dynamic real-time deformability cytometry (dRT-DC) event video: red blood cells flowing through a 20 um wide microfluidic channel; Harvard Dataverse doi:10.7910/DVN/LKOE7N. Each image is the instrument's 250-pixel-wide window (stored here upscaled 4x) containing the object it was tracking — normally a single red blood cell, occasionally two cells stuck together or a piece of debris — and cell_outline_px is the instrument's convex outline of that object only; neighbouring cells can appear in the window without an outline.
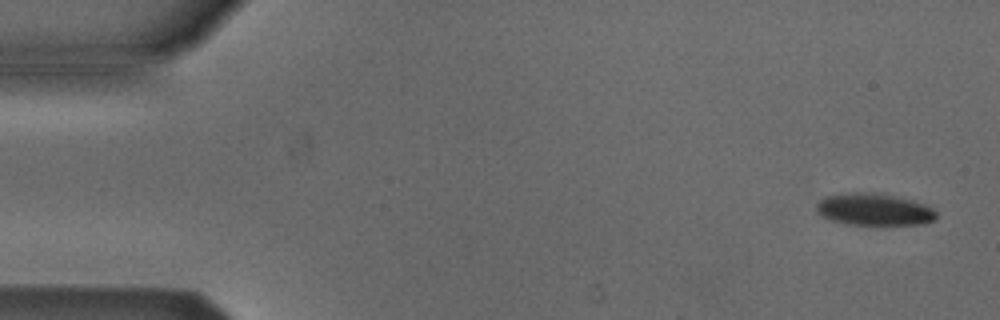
{"species": "Egyptian fruit bat (a non-hibernating species)", "species_latin": "Rousettus aegyptiacus", "temperature_condition": "cold", "stored_images_in_passage": 6, "camera_frame_rate_fps": 3000, "um_per_image_px": 0.085, "animal": {"sex": "male"}, "frame": {"image": 1, "passage_image": 1, "time_ms": 0.0, "image_size_px": [1000, 320], "cell_outline_px": [[936, 220], [924, 224], [848, 224], [832, 220], [820, 216], [816, 212], [816, 204], [824, 196], [852, 192], [872, 192], [912, 200], [924, 204], [932, 208], [936, 212]], "centroid_in_image_um": [74.27, 17.8], "position_along_channel_um": 10.7, "area_um2": 22.31}}
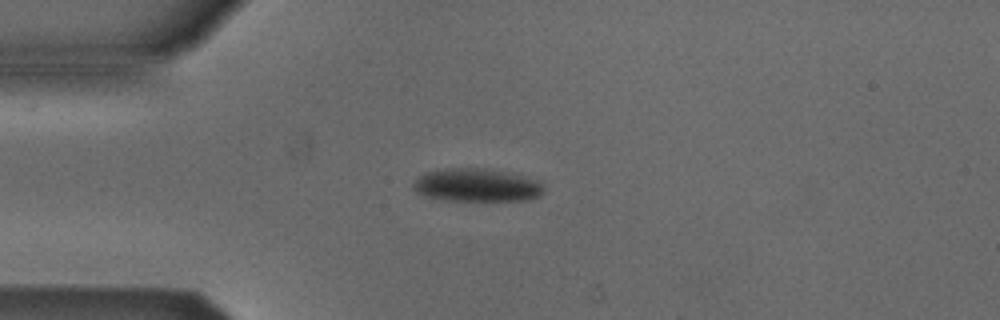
{"frame": {"image": 2, "passage_image": 4, "time_ms": 3.667, "image_size_px": [1000, 320], "cell_outline_px": [[544, 192], [540, 196], [528, 200], [444, 200], [424, 196], [416, 192], [412, 188], [412, 184], [416, 176], [424, 172], [440, 168], [484, 168], [520, 176], [536, 180], [544, 188]], "centroid_in_image_um": [40.42, 15.74], "position_along_channel_um": 44.6, "area_um2": 25.2}}